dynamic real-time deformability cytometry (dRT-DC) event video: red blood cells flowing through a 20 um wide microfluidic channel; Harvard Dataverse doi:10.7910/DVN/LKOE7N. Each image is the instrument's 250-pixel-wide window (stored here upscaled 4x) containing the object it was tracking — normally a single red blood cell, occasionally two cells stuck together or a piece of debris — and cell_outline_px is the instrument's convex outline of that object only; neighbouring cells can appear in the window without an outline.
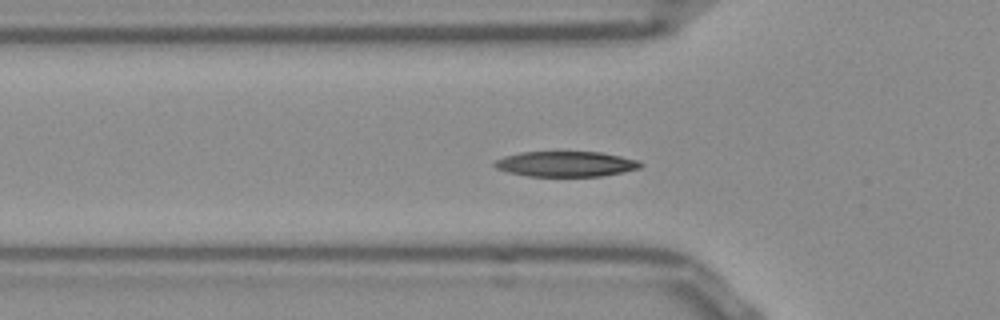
{"species": "Egyptian fruit bat (a non-hibernating species)", "species_latin": "Rousettus aegyptiacus", "temperature_condition": "room temperature", "stored_images_in_passage": 38, "camera_frame_rate_fps": 3000, "um_per_image_px": 0.085, "frame": {"image": 1, "passage_image": 2, "time_ms": 0.333, "image_size_px": [1000, 320], "cell_outline_px": [[644, 164], [640, 168], [624, 172], [600, 176], [528, 176], [508, 172], [496, 168], [492, 164], [496, 160], [504, 156], [520, 152], [600, 152], [640, 160]], "centroid_in_image_um": [48.11, 13.94], "position_along_channel_um": 77.7, "area_um2": 21.62}}
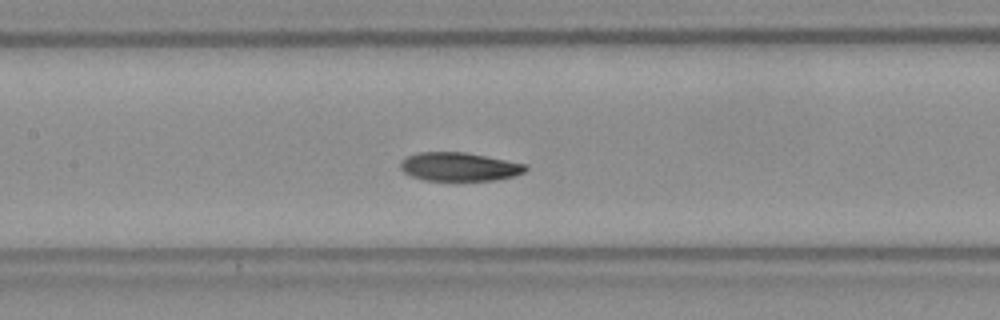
{"frame": {"image": 2, "passage_image": 9, "time_ms": 2.667, "image_size_px": [1000, 320], "cell_outline_px": [[528, 168], [524, 172], [516, 176], [496, 180], [424, 180], [412, 176], [404, 172], [400, 168], [400, 160], [408, 156], [420, 152], [464, 152], [528, 164]], "centroid_in_image_um": [39.06, 14.17], "position_along_channel_um": 168.3, "area_um2": 20.87}}
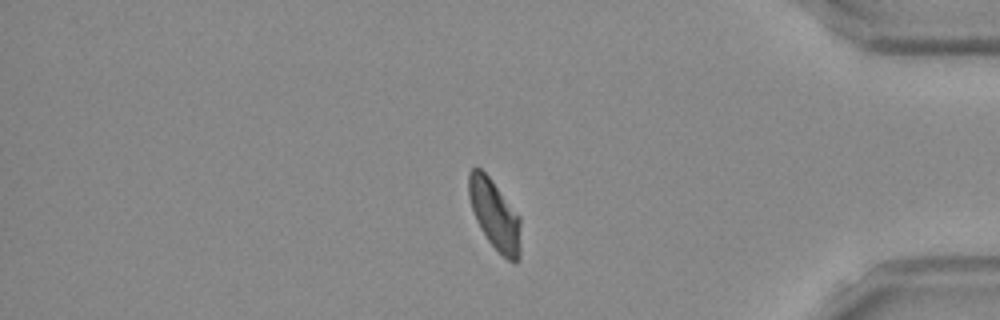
{"frame": {"image": 3, "passage_image": 29, "time_ms": 9.333, "image_size_px": [1000, 320], "cell_outline_px": [[520, 260], [516, 264], [508, 260], [488, 240], [480, 228], [476, 220], [468, 196], [468, 172], [472, 168], [480, 168], [492, 180], [520, 216]], "centroid_in_image_um": [42.06, 18.25], "position_along_channel_um": 393.1, "area_um2": 21.1}, "authors_computed_cell_mechanics": {"area_um2": 21.2126, "velocity_mm_per_s": 3.8451, "shape_relaxation_time_tau1_ms": 2.6228, "shape_relaxation_time_tau2_ms": 2.4983, "deformation_change_tau1": 0.1373, "deformation_change_tau2": 0.072}}